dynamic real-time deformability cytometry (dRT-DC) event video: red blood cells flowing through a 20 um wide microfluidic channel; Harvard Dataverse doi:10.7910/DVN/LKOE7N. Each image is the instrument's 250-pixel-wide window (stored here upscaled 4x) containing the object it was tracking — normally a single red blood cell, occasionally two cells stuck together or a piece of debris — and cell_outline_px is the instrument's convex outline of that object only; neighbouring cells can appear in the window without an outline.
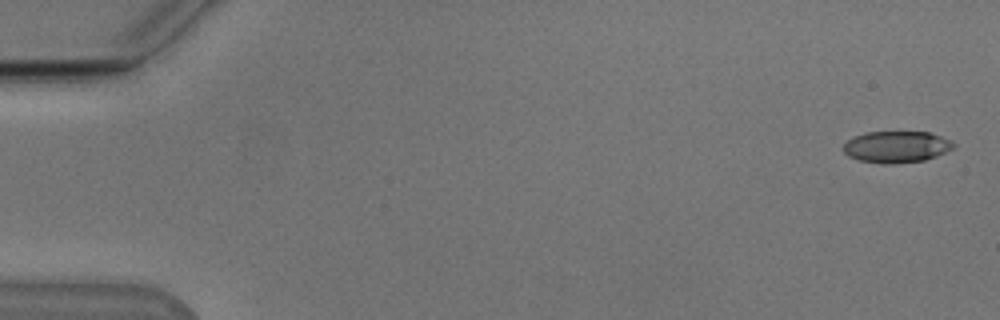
{"species": "Egyptian fruit bat (a non-hibernating species)", "species_latin": "Rousettus aegyptiacus", "temperature_condition": "cold", "stored_images_in_passage": 53, "camera_frame_rate_fps": 3000, "um_per_image_px": 0.085, "animal": {"sex": "male"}, "frame": {"image": 1, "passage_image": 1, "time_ms": 0.0, "image_size_px": [1000, 320], "cell_outline_px": [[956, 144], [952, 148], [936, 156], [924, 160], [892, 164], [884, 164], [860, 160], [848, 156], [840, 148], [848, 140], [856, 136], [868, 132], [928, 132], [952, 140]], "centroid_in_image_um": [76.18, 12.48], "position_along_channel_um": 8.8, "area_um2": 20.17}}
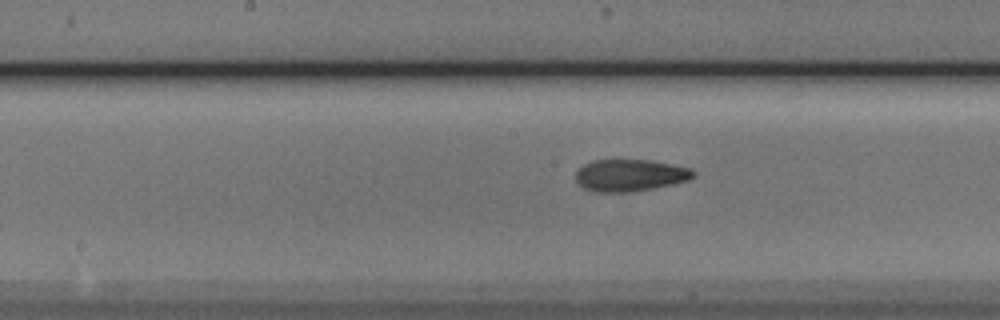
{"frame": {"image": 2, "passage_image": 27, "time_ms": 8.667, "image_size_px": [1000, 320], "cell_outline_px": [[696, 176], [688, 180], [672, 184], [652, 188], [628, 192], [596, 192], [584, 188], [576, 180], [576, 172], [584, 164], [592, 160], [648, 160], [672, 164], [692, 168], [696, 172]], "centroid_in_image_um": [53.58, 14.89], "position_along_channel_um": 194.6, "area_um2": 21.85}}
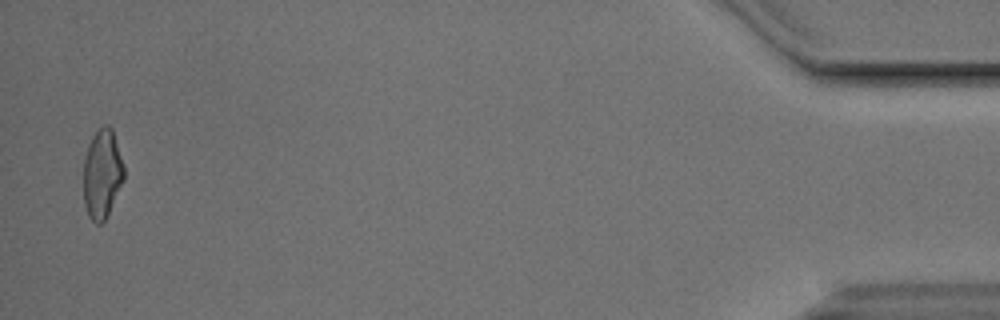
{"frame": {"image": 3, "passage_image": 52, "time_ms": 17.0, "image_size_px": [1000, 320], "cell_outline_px": [[124, 180], [104, 220], [100, 224], [96, 224], [88, 216], [84, 204], [84, 160], [88, 144], [92, 136], [104, 124], [108, 124], [112, 128], [124, 168]], "centroid_in_image_um": [8.67, 14.77], "position_along_channel_um": 426.5, "area_um2": 20.81}, "authors_computed_cell_mechanics": {"area_um2": 21.3282, "velocity_mm_per_s": 3.8489, "shape_relaxation_time_tau1_ms": 7.8104, "shape_relaxation_time_tau2_ms": 2.7979, "deformation_change_tau1": 0.1965, "deformation_change_tau2": 0.1057}}